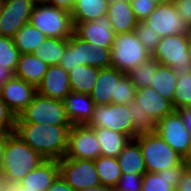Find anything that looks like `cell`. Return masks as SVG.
<instances>
[{"mask_svg": "<svg viewBox=\"0 0 191 191\" xmlns=\"http://www.w3.org/2000/svg\"><path fill=\"white\" fill-rule=\"evenodd\" d=\"M117 160L122 174L144 175L147 172L140 144L135 139L127 143Z\"/></svg>", "mask_w": 191, "mask_h": 191, "instance_id": "24", "label": "cell"}, {"mask_svg": "<svg viewBox=\"0 0 191 191\" xmlns=\"http://www.w3.org/2000/svg\"><path fill=\"white\" fill-rule=\"evenodd\" d=\"M87 48L89 49V66L99 69L111 67V48H102L89 43Z\"/></svg>", "mask_w": 191, "mask_h": 191, "instance_id": "38", "label": "cell"}, {"mask_svg": "<svg viewBox=\"0 0 191 191\" xmlns=\"http://www.w3.org/2000/svg\"><path fill=\"white\" fill-rule=\"evenodd\" d=\"M143 175L122 174L115 191H141Z\"/></svg>", "mask_w": 191, "mask_h": 191, "instance_id": "41", "label": "cell"}, {"mask_svg": "<svg viewBox=\"0 0 191 191\" xmlns=\"http://www.w3.org/2000/svg\"><path fill=\"white\" fill-rule=\"evenodd\" d=\"M1 12H2V4H0V16H1Z\"/></svg>", "mask_w": 191, "mask_h": 191, "instance_id": "58", "label": "cell"}, {"mask_svg": "<svg viewBox=\"0 0 191 191\" xmlns=\"http://www.w3.org/2000/svg\"><path fill=\"white\" fill-rule=\"evenodd\" d=\"M188 34H175L162 37L151 57L161 66L175 70L177 77L191 72V52Z\"/></svg>", "mask_w": 191, "mask_h": 191, "instance_id": "3", "label": "cell"}, {"mask_svg": "<svg viewBox=\"0 0 191 191\" xmlns=\"http://www.w3.org/2000/svg\"><path fill=\"white\" fill-rule=\"evenodd\" d=\"M176 11L189 27H191V0H172Z\"/></svg>", "mask_w": 191, "mask_h": 191, "instance_id": "43", "label": "cell"}, {"mask_svg": "<svg viewBox=\"0 0 191 191\" xmlns=\"http://www.w3.org/2000/svg\"><path fill=\"white\" fill-rule=\"evenodd\" d=\"M177 80L178 77L176 76L174 69L160 65L156 71V74H153L150 87L155 89L166 99L173 102Z\"/></svg>", "mask_w": 191, "mask_h": 191, "instance_id": "31", "label": "cell"}, {"mask_svg": "<svg viewBox=\"0 0 191 191\" xmlns=\"http://www.w3.org/2000/svg\"><path fill=\"white\" fill-rule=\"evenodd\" d=\"M99 68L77 65L69 72L71 91L90 95L98 79Z\"/></svg>", "mask_w": 191, "mask_h": 191, "instance_id": "27", "label": "cell"}, {"mask_svg": "<svg viewBox=\"0 0 191 191\" xmlns=\"http://www.w3.org/2000/svg\"><path fill=\"white\" fill-rule=\"evenodd\" d=\"M48 67L49 65L39 59L34 53L21 54L14 76L37 87Z\"/></svg>", "mask_w": 191, "mask_h": 191, "instance_id": "23", "label": "cell"}, {"mask_svg": "<svg viewBox=\"0 0 191 191\" xmlns=\"http://www.w3.org/2000/svg\"><path fill=\"white\" fill-rule=\"evenodd\" d=\"M136 87L125 74L117 83L116 98L111 99L112 104H129L135 97Z\"/></svg>", "mask_w": 191, "mask_h": 191, "instance_id": "39", "label": "cell"}, {"mask_svg": "<svg viewBox=\"0 0 191 191\" xmlns=\"http://www.w3.org/2000/svg\"><path fill=\"white\" fill-rule=\"evenodd\" d=\"M100 144L101 156L118 157L127 143L131 140L128 136L106 128H94Z\"/></svg>", "mask_w": 191, "mask_h": 191, "instance_id": "28", "label": "cell"}, {"mask_svg": "<svg viewBox=\"0 0 191 191\" xmlns=\"http://www.w3.org/2000/svg\"><path fill=\"white\" fill-rule=\"evenodd\" d=\"M59 162V175L74 191L101 185L94 160L62 158Z\"/></svg>", "mask_w": 191, "mask_h": 191, "instance_id": "9", "label": "cell"}, {"mask_svg": "<svg viewBox=\"0 0 191 191\" xmlns=\"http://www.w3.org/2000/svg\"><path fill=\"white\" fill-rule=\"evenodd\" d=\"M99 156L101 150L95 130L87 125H72L65 158L96 160Z\"/></svg>", "mask_w": 191, "mask_h": 191, "instance_id": "11", "label": "cell"}, {"mask_svg": "<svg viewBox=\"0 0 191 191\" xmlns=\"http://www.w3.org/2000/svg\"><path fill=\"white\" fill-rule=\"evenodd\" d=\"M37 94L35 85L12 76L0 87V96L7 107L18 116Z\"/></svg>", "mask_w": 191, "mask_h": 191, "instance_id": "14", "label": "cell"}, {"mask_svg": "<svg viewBox=\"0 0 191 191\" xmlns=\"http://www.w3.org/2000/svg\"><path fill=\"white\" fill-rule=\"evenodd\" d=\"M11 187V190L12 191H35V190H31V189H28V188H25V187H22V186H18L17 184H14Z\"/></svg>", "mask_w": 191, "mask_h": 191, "instance_id": "52", "label": "cell"}, {"mask_svg": "<svg viewBox=\"0 0 191 191\" xmlns=\"http://www.w3.org/2000/svg\"><path fill=\"white\" fill-rule=\"evenodd\" d=\"M76 0H48L47 4L56 6L58 8L64 9L71 12Z\"/></svg>", "mask_w": 191, "mask_h": 191, "instance_id": "46", "label": "cell"}, {"mask_svg": "<svg viewBox=\"0 0 191 191\" xmlns=\"http://www.w3.org/2000/svg\"><path fill=\"white\" fill-rule=\"evenodd\" d=\"M67 44L68 38L47 37L34 54L49 66L59 65Z\"/></svg>", "mask_w": 191, "mask_h": 191, "instance_id": "30", "label": "cell"}, {"mask_svg": "<svg viewBox=\"0 0 191 191\" xmlns=\"http://www.w3.org/2000/svg\"><path fill=\"white\" fill-rule=\"evenodd\" d=\"M172 105L175 110L191 107V72L178 77Z\"/></svg>", "mask_w": 191, "mask_h": 191, "instance_id": "36", "label": "cell"}, {"mask_svg": "<svg viewBox=\"0 0 191 191\" xmlns=\"http://www.w3.org/2000/svg\"><path fill=\"white\" fill-rule=\"evenodd\" d=\"M134 32L147 51L152 55L160 42L161 37L159 34L154 32L144 21L137 23Z\"/></svg>", "mask_w": 191, "mask_h": 191, "instance_id": "37", "label": "cell"}, {"mask_svg": "<svg viewBox=\"0 0 191 191\" xmlns=\"http://www.w3.org/2000/svg\"><path fill=\"white\" fill-rule=\"evenodd\" d=\"M45 160L15 132L3 136L2 177L10 186L17 184Z\"/></svg>", "mask_w": 191, "mask_h": 191, "instance_id": "2", "label": "cell"}, {"mask_svg": "<svg viewBox=\"0 0 191 191\" xmlns=\"http://www.w3.org/2000/svg\"><path fill=\"white\" fill-rule=\"evenodd\" d=\"M128 104L95 105L89 128H106L120 132L131 140L138 135L134 132L133 119Z\"/></svg>", "mask_w": 191, "mask_h": 191, "instance_id": "8", "label": "cell"}, {"mask_svg": "<svg viewBox=\"0 0 191 191\" xmlns=\"http://www.w3.org/2000/svg\"><path fill=\"white\" fill-rule=\"evenodd\" d=\"M29 23L48 38H69L74 34L71 13L47 3L35 4Z\"/></svg>", "mask_w": 191, "mask_h": 191, "instance_id": "5", "label": "cell"}, {"mask_svg": "<svg viewBox=\"0 0 191 191\" xmlns=\"http://www.w3.org/2000/svg\"><path fill=\"white\" fill-rule=\"evenodd\" d=\"M159 66L160 63L151 57L136 68L131 69L126 73V75L131 79L136 89L140 87H147L151 85L153 74H156Z\"/></svg>", "mask_w": 191, "mask_h": 191, "instance_id": "33", "label": "cell"}, {"mask_svg": "<svg viewBox=\"0 0 191 191\" xmlns=\"http://www.w3.org/2000/svg\"><path fill=\"white\" fill-rule=\"evenodd\" d=\"M178 111L182 116L185 126L191 132V107L181 108Z\"/></svg>", "mask_w": 191, "mask_h": 191, "instance_id": "47", "label": "cell"}, {"mask_svg": "<svg viewBox=\"0 0 191 191\" xmlns=\"http://www.w3.org/2000/svg\"><path fill=\"white\" fill-rule=\"evenodd\" d=\"M135 140L140 144L147 172L158 173L184 161L156 132L138 135Z\"/></svg>", "mask_w": 191, "mask_h": 191, "instance_id": "4", "label": "cell"}, {"mask_svg": "<svg viewBox=\"0 0 191 191\" xmlns=\"http://www.w3.org/2000/svg\"><path fill=\"white\" fill-rule=\"evenodd\" d=\"M35 4L48 3V0H32Z\"/></svg>", "mask_w": 191, "mask_h": 191, "instance_id": "55", "label": "cell"}, {"mask_svg": "<svg viewBox=\"0 0 191 191\" xmlns=\"http://www.w3.org/2000/svg\"><path fill=\"white\" fill-rule=\"evenodd\" d=\"M59 65L68 73L77 65L89 66V49L87 48V43L75 34L70 36Z\"/></svg>", "mask_w": 191, "mask_h": 191, "instance_id": "25", "label": "cell"}, {"mask_svg": "<svg viewBox=\"0 0 191 191\" xmlns=\"http://www.w3.org/2000/svg\"><path fill=\"white\" fill-rule=\"evenodd\" d=\"M62 101L72 125H87L92 119L95 103L90 95L71 91Z\"/></svg>", "mask_w": 191, "mask_h": 191, "instance_id": "19", "label": "cell"}, {"mask_svg": "<svg viewBox=\"0 0 191 191\" xmlns=\"http://www.w3.org/2000/svg\"><path fill=\"white\" fill-rule=\"evenodd\" d=\"M188 37H189V47L188 48H189V51L191 52V27H190Z\"/></svg>", "mask_w": 191, "mask_h": 191, "instance_id": "56", "label": "cell"}, {"mask_svg": "<svg viewBox=\"0 0 191 191\" xmlns=\"http://www.w3.org/2000/svg\"><path fill=\"white\" fill-rule=\"evenodd\" d=\"M72 125L16 123L15 133L46 160L65 157Z\"/></svg>", "mask_w": 191, "mask_h": 191, "instance_id": "1", "label": "cell"}, {"mask_svg": "<svg viewBox=\"0 0 191 191\" xmlns=\"http://www.w3.org/2000/svg\"><path fill=\"white\" fill-rule=\"evenodd\" d=\"M107 15L115 34L135 31L138 21L129 0H109Z\"/></svg>", "mask_w": 191, "mask_h": 191, "instance_id": "22", "label": "cell"}, {"mask_svg": "<svg viewBox=\"0 0 191 191\" xmlns=\"http://www.w3.org/2000/svg\"><path fill=\"white\" fill-rule=\"evenodd\" d=\"M74 24V34L86 43L102 48H111L115 32L108 15L101 16L95 21L79 22Z\"/></svg>", "mask_w": 191, "mask_h": 191, "instance_id": "15", "label": "cell"}, {"mask_svg": "<svg viewBox=\"0 0 191 191\" xmlns=\"http://www.w3.org/2000/svg\"><path fill=\"white\" fill-rule=\"evenodd\" d=\"M94 165L101 185L115 188L122 175L117 158L99 156L94 160Z\"/></svg>", "mask_w": 191, "mask_h": 191, "instance_id": "32", "label": "cell"}, {"mask_svg": "<svg viewBox=\"0 0 191 191\" xmlns=\"http://www.w3.org/2000/svg\"><path fill=\"white\" fill-rule=\"evenodd\" d=\"M79 191H115V188L111 187V186H106V185H99L97 187H93V188H84L82 190Z\"/></svg>", "mask_w": 191, "mask_h": 191, "instance_id": "49", "label": "cell"}, {"mask_svg": "<svg viewBox=\"0 0 191 191\" xmlns=\"http://www.w3.org/2000/svg\"><path fill=\"white\" fill-rule=\"evenodd\" d=\"M109 0H76L71 13L73 23L95 21L108 13Z\"/></svg>", "mask_w": 191, "mask_h": 191, "instance_id": "26", "label": "cell"}, {"mask_svg": "<svg viewBox=\"0 0 191 191\" xmlns=\"http://www.w3.org/2000/svg\"><path fill=\"white\" fill-rule=\"evenodd\" d=\"M138 22L144 21L155 9L157 4L151 0H129Z\"/></svg>", "mask_w": 191, "mask_h": 191, "instance_id": "42", "label": "cell"}, {"mask_svg": "<svg viewBox=\"0 0 191 191\" xmlns=\"http://www.w3.org/2000/svg\"><path fill=\"white\" fill-rule=\"evenodd\" d=\"M47 191H74L72 187L59 175Z\"/></svg>", "mask_w": 191, "mask_h": 191, "instance_id": "45", "label": "cell"}, {"mask_svg": "<svg viewBox=\"0 0 191 191\" xmlns=\"http://www.w3.org/2000/svg\"><path fill=\"white\" fill-rule=\"evenodd\" d=\"M36 88L41 96L63 100L71 92L69 73L60 65H50Z\"/></svg>", "mask_w": 191, "mask_h": 191, "instance_id": "16", "label": "cell"}, {"mask_svg": "<svg viewBox=\"0 0 191 191\" xmlns=\"http://www.w3.org/2000/svg\"><path fill=\"white\" fill-rule=\"evenodd\" d=\"M151 58L135 32L116 34L111 47V67L129 72Z\"/></svg>", "mask_w": 191, "mask_h": 191, "instance_id": "6", "label": "cell"}, {"mask_svg": "<svg viewBox=\"0 0 191 191\" xmlns=\"http://www.w3.org/2000/svg\"><path fill=\"white\" fill-rule=\"evenodd\" d=\"M184 162L186 164V169L191 172V157H186L184 159Z\"/></svg>", "mask_w": 191, "mask_h": 191, "instance_id": "53", "label": "cell"}, {"mask_svg": "<svg viewBox=\"0 0 191 191\" xmlns=\"http://www.w3.org/2000/svg\"><path fill=\"white\" fill-rule=\"evenodd\" d=\"M185 168L186 164L183 161L176 167L158 173L146 172L143 175L141 191H175Z\"/></svg>", "mask_w": 191, "mask_h": 191, "instance_id": "21", "label": "cell"}, {"mask_svg": "<svg viewBox=\"0 0 191 191\" xmlns=\"http://www.w3.org/2000/svg\"><path fill=\"white\" fill-rule=\"evenodd\" d=\"M128 105L133 119L134 132L137 135L155 133L156 122L147 114V112L140 109L141 105L137 100L133 99Z\"/></svg>", "mask_w": 191, "mask_h": 191, "instance_id": "34", "label": "cell"}, {"mask_svg": "<svg viewBox=\"0 0 191 191\" xmlns=\"http://www.w3.org/2000/svg\"><path fill=\"white\" fill-rule=\"evenodd\" d=\"M187 157H191V147Z\"/></svg>", "mask_w": 191, "mask_h": 191, "instance_id": "57", "label": "cell"}, {"mask_svg": "<svg viewBox=\"0 0 191 191\" xmlns=\"http://www.w3.org/2000/svg\"><path fill=\"white\" fill-rule=\"evenodd\" d=\"M58 176V160H45L21 179L17 185L35 191H47Z\"/></svg>", "mask_w": 191, "mask_h": 191, "instance_id": "20", "label": "cell"}, {"mask_svg": "<svg viewBox=\"0 0 191 191\" xmlns=\"http://www.w3.org/2000/svg\"><path fill=\"white\" fill-rule=\"evenodd\" d=\"M134 99L141 105L140 109L147 112L156 123L175 110L170 100L150 86L137 88Z\"/></svg>", "mask_w": 191, "mask_h": 191, "instance_id": "17", "label": "cell"}, {"mask_svg": "<svg viewBox=\"0 0 191 191\" xmlns=\"http://www.w3.org/2000/svg\"><path fill=\"white\" fill-rule=\"evenodd\" d=\"M124 75L114 67L99 70L98 79L90 94L95 105L111 104V99L116 98L117 83Z\"/></svg>", "mask_w": 191, "mask_h": 191, "instance_id": "18", "label": "cell"}, {"mask_svg": "<svg viewBox=\"0 0 191 191\" xmlns=\"http://www.w3.org/2000/svg\"><path fill=\"white\" fill-rule=\"evenodd\" d=\"M14 74L0 65V87L7 82Z\"/></svg>", "mask_w": 191, "mask_h": 191, "instance_id": "48", "label": "cell"}, {"mask_svg": "<svg viewBox=\"0 0 191 191\" xmlns=\"http://www.w3.org/2000/svg\"><path fill=\"white\" fill-rule=\"evenodd\" d=\"M17 116L12 112L0 96V136L15 132Z\"/></svg>", "mask_w": 191, "mask_h": 191, "instance_id": "40", "label": "cell"}, {"mask_svg": "<svg viewBox=\"0 0 191 191\" xmlns=\"http://www.w3.org/2000/svg\"><path fill=\"white\" fill-rule=\"evenodd\" d=\"M20 51L14 44L13 38L0 36V65L13 74L17 69Z\"/></svg>", "mask_w": 191, "mask_h": 191, "instance_id": "35", "label": "cell"}, {"mask_svg": "<svg viewBox=\"0 0 191 191\" xmlns=\"http://www.w3.org/2000/svg\"><path fill=\"white\" fill-rule=\"evenodd\" d=\"M144 22L161 38L168 35L189 34L190 31V27L176 11L173 1L158 4Z\"/></svg>", "mask_w": 191, "mask_h": 191, "instance_id": "12", "label": "cell"}, {"mask_svg": "<svg viewBox=\"0 0 191 191\" xmlns=\"http://www.w3.org/2000/svg\"><path fill=\"white\" fill-rule=\"evenodd\" d=\"M35 3L32 0H3L0 16V36L13 38L27 23Z\"/></svg>", "mask_w": 191, "mask_h": 191, "instance_id": "13", "label": "cell"}, {"mask_svg": "<svg viewBox=\"0 0 191 191\" xmlns=\"http://www.w3.org/2000/svg\"><path fill=\"white\" fill-rule=\"evenodd\" d=\"M151 1H153L154 3H156L158 5V4H164V3L171 2L172 0H151Z\"/></svg>", "mask_w": 191, "mask_h": 191, "instance_id": "54", "label": "cell"}, {"mask_svg": "<svg viewBox=\"0 0 191 191\" xmlns=\"http://www.w3.org/2000/svg\"><path fill=\"white\" fill-rule=\"evenodd\" d=\"M3 166V136H0V176H2Z\"/></svg>", "mask_w": 191, "mask_h": 191, "instance_id": "50", "label": "cell"}, {"mask_svg": "<svg viewBox=\"0 0 191 191\" xmlns=\"http://www.w3.org/2000/svg\"><path fill=\"white\" fill-rule=\"evenodd\" d=\"M16 123L72 125L62 100L47 98L38 93L17 116Z\"/></svg>", "mask_w": 191, "mask_h": 191, "instance_id": "7", "label": "cell"}, {"mask_svg": "<svg viewBox=\"0 0 191 191\" xmlns=\"http://www.w3.org/2000/svg\"><path fill=\"white\" fill-rule=\"evenodd\" d=\"M175 191H191V172L185 168Z\"/></svg>", "mask_w": 191, "mask_h": 191, "instance_id": "44", "label": "cell"}, {"mask_svg": "<svg viewBox=\"0 0 191 191\" xmlns=\"http://www.w3.org/2000/svg\"><path fill=\"white\" fill-rule=\"evenodd\" d=\"M10 188V185L7 184L6 180L0 176V191H7Z\"/></svg>", "mask_w": 191, "mask_h": 191, "instance_id": "51", "label": "cell"}, {"mask_svg": "<svg viewBox=\"0 0 191 191\" xmlns=\"http://www.w3.org/2000/svg\"><path fill=\"white\" fill-rule=\"evenodd\" d=\"M156 133L184 159L191 147V132L185 126L178 110L167 114L156 123Z\"/></svg>", "mask_w": 191, "mask_h": 191, "instance_id": "10", "label": "cell"}, {"mask_svg": "<svg viewBox=\"0 0 191 191\" xmlns=\"http://www.w3.org/2000/svg\"><path fill=\"white\" fill-rule=\"evenodd\" d=\"M47 37L30 23L25 24L13 37L21 54L35 53Z\"/></svg>", "mask_w": 191, "mask_h": 191, "instance_id": "29", "label": "cell"}]
</instances>
